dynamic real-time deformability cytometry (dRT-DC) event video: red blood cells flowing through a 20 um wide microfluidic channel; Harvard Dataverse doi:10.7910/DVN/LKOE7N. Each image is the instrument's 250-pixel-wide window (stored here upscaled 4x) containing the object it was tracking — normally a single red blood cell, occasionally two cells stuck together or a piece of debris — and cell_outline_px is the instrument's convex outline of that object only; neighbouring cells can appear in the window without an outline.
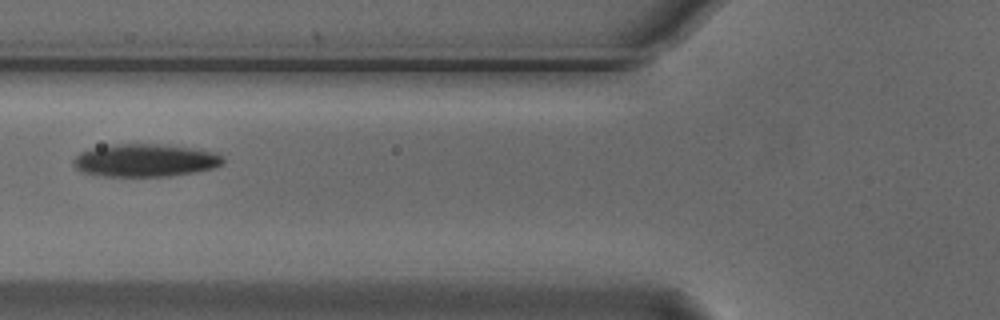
{"species": "Egyptian fruit bat (a non-hibernating species)", "species_latin": "Rousettus aegyptiacus", "temperature_condition": "cold", "stored_images_in_passage": 6, "camera_frame_rate_fps": 3000, "um_per_image_px": 0.085, "animal": {"sex": "male"}, "frame": {"image": 1, "passage_image": 6, "time_ms": 1.667, "image_size_px": [1000, 320], "cell_outline_px": [[224, 164], [212, 168], [196, 172], [172, 176], [104, 176], [80, 172], [72, 164], [72, 160], [80, 152], [112, 144], [156, 144], [188, 148], [216, 152], [224, 156]], "centroid_in_image_um": [12.34, 13.64], "position_along_channel_um": 113.5, "area_um2": 28.55}}